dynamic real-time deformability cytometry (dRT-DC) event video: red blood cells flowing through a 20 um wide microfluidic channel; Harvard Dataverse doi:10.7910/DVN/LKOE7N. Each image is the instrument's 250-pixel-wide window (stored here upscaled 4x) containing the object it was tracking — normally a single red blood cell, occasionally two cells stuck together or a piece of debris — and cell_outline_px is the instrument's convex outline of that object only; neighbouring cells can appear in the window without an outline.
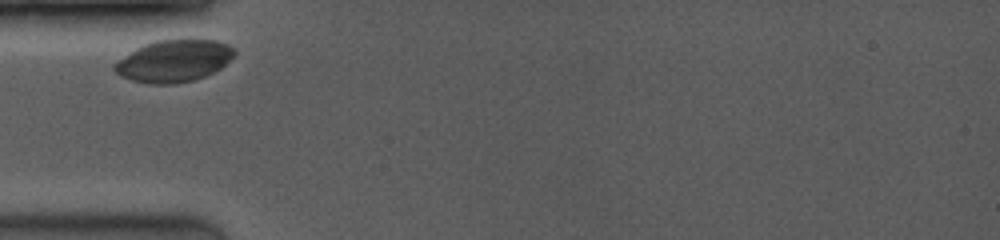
{"species": "common noctule bat (a hibernating species)", "species_latin": "Nyctalus noctula", "temperature_condition": "room temperature", "stored_images_in_passage": 6, "camera_frame_rate_fps": 3500, "um_per_image_px": 0.085, "animal": {"sex": "female", "body_mass_g": 19.0, "forearm_length_mm": 53.3}, "frame": {"image": 1, "passage_image": 1, "time_ms": 0.0, "image_size_px": [1000, 240], "cell_outline_px": [[236, 56], [220, 68], [204, 76], [192, 80], [176, 84], [148, 84], [132, 80], [120, 76], [112, 68], [112, 64], [116, 60], [136, 48], [144, 44], [156, 40], [216, 40], [228, 44], [236, 52]], "centroid_in_image_um": [14.74, 5.18], "position_along_channel_um": 70.3, "area_um2": 29.48}}
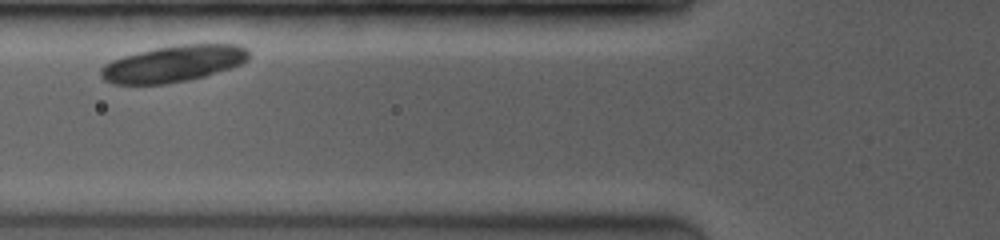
{"frame": {"image": 2, "passage_image": 4, "time_ms": 1.143, "image_size_px": [1000, 240], "cell_outline_px": [[248, 60], [232, 68], [204, 76], [188, 80], [164, 84], [116, 84], [104, 80], [100, 76], [100, 68], [104, 64], [112, 60], [124, 56], [156, 48], [180, 44], [240, 44], [248, 48]], "centroid_in_image_um": [14.76, 5.41], "position_along_channel_um": 111.0, "area_um2": 31.44}}